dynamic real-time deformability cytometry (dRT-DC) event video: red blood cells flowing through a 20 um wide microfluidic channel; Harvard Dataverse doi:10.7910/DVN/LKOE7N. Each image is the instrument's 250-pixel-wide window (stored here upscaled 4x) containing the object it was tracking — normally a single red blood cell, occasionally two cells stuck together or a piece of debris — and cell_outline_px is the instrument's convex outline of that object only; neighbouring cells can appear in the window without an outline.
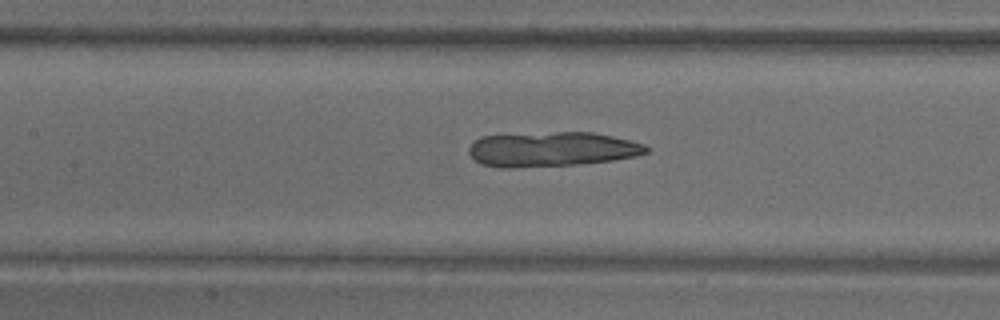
{"species": "common noctule bat (a hibernating species)", "species_latin": "Nyctalus noctula", "temperature_condition": "warm", "stored_images_in_passage": 68, "camera_frame_rate_fps": 3000, "um_per_image_px": 0.085, "animal": {"sex": "male", "body_mass_g": 18.8}, "frame": {"image": 1, "passage_image": 32, "time_ms": 10.333, "image_size_px": [1000, 320], "cell_outline_px": [[652, 148], [648, 152], [636, 156], [612, 160], [576, 164], [512, 168], [500, 168], [480, 164], [472, 160], [468, 152], [468, 148], [480, 136], [556, 132], [592, 132], [612, 136], [644, 144]], "centroid_in_image_um": [46.87, 12.69], "position_along_channel_um": 160.5, "area_um2": 36.01}}
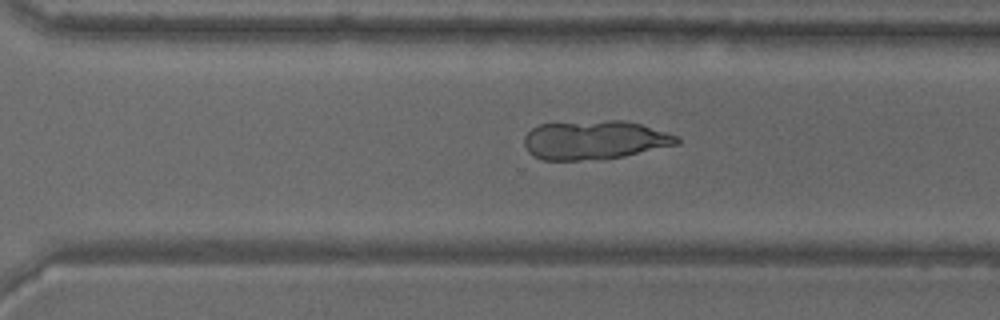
{"frame": {"image": 2, "passage_image": 48, "time_ms": 15.667, "image_size_px": [1000, 320], "cell_outline_px": [[680, 144], [624, 156], [580, 160], [544, 160], [528, 152], [524, 144], [524, 136], [532, 128], [540, 124], [608, 120], [624, 120], [640, 124], [680, 136]], "centroid_in_image_um": [50.57, 11.89], "position_along_channel_um": 320.0, "area_um2": 34.45}}
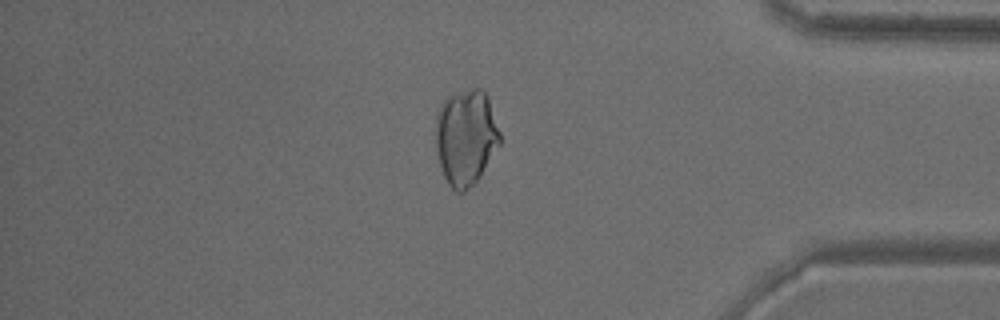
{"frame": {"image": 3, "passage_image": 58, "time_ms": 19.0, "image_size_px": [1000, 320], "cell_outline_px": [[500, 144], [480, 176], [464, 192], [456, 192], [448, 184], [444, 176], [440, 164], [436, 148], [436, 116], [440, 104], [448, 96], [472, 88], [480, 88], [488, 96], [500, 132]], "centroid_in_image_um": [39.6, 11.65], "position_along_channel_um": 395.6, "area_um2": 35.78}}